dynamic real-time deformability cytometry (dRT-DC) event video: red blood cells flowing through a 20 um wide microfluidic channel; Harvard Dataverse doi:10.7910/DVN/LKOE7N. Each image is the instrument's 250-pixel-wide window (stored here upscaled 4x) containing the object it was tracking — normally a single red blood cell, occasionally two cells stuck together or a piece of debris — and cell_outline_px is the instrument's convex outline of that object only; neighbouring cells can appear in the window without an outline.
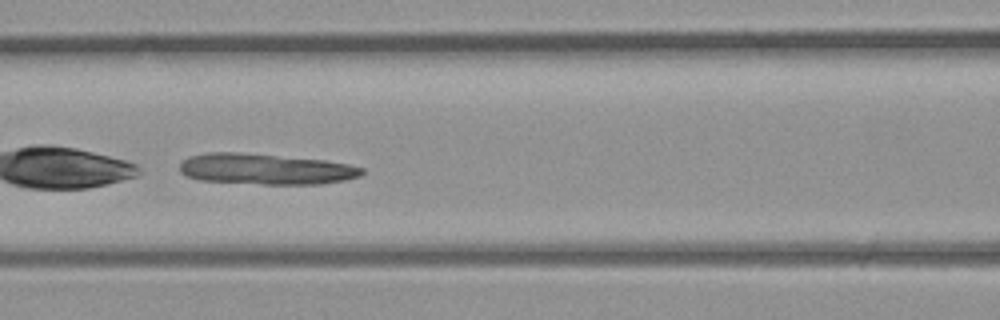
{"species": "common noctule bat (a hibernating species)", "species_latin": "Nyctalus noctula", "temperature_condition": "room temperature", "stored_images_in_passage": 20, "camera_frame_rate_fps": 3000, "um_per_image_px": 0.085, "animal": {"sex": "male", "body_mass_g": 23.1, "forearm_length_mm": 52.7}, "frame": {"image": 1, "passage_image": 9, "time_ms": 2.667, "image_size_px": [1000, 320], "cell_outline_px": [[364, 172], [360, 176], [344, 180], [320, 184], [264, 184], [200, 180], [184, 176], [180, 172], [180, 164], [188, 156], [208, 152], [240, 152], [324, 160], [348, 164], [364, 168]], "centroid_in_image_um": [22.55, 14.36], "position_along_channel_um": 144.0, "area_um2": 32.77}}
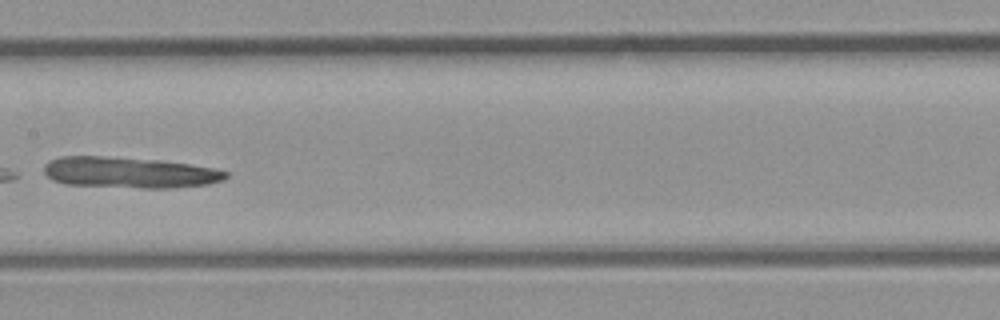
{"frame": {"image": 2, "passage_image": 12, "time_ms": 3.667, "image_size_px": [1000, 320], "cell_outline_px": [[228, 176], [224, 180], [208, 184], [172, 188], [140, 188], [64, 184], [52, 180], [44, 172], [44, 164], [48, 160], [60, 156], [104, 156], [160, 160], [188, 164], [212, 168], [228, 172]], "centroid_in_image_um": [10.97, 14.66], "position_along_channel_um": 196.4, "area_um2": 33.0}}